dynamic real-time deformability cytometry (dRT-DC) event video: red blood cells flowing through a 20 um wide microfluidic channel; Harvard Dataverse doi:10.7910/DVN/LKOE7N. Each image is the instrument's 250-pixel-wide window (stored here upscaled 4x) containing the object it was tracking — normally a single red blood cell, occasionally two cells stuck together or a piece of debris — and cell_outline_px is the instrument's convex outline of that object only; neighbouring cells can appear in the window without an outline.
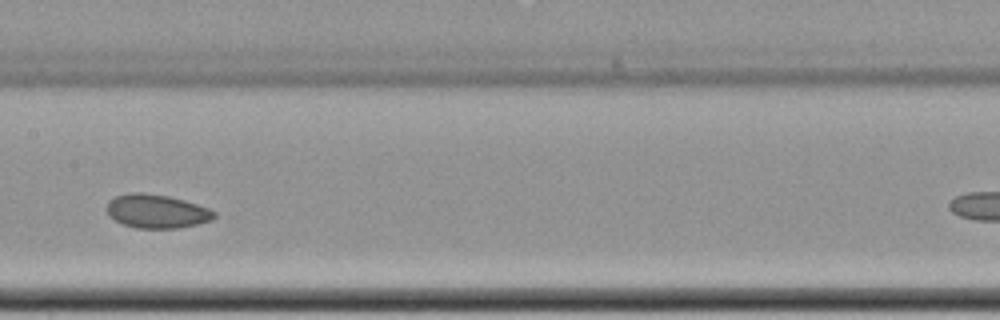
{"species": "common noctule bat (a hibernating species)", "species_latin": "Nyctalus noctula", "temperature_condition": "cold", "stored_images_in_passage": 8, "segment_of_instrument_passage": [1, 2], "camera_frame_rate_fps": 3000, "um_per_image_px": 0.085, "animal": {"sex": "female", "body_mass_g": 22.7, "forearm_length_mm": 54.2}, "frame": {"image": 1, "passage_image": 6, "time_ms": 1.667, "image_size_px": [1000, 320], "cell_outline_px": [[216, 216], [212, 220], [196, 224], [176, 228], [136, 228], [124, 224], [108, 216], [108, 200], [116, 196], [132, 192], [140, 192], [168, 196], [184, 200], [208, 208], [216, 212]], "centroid_in_image_um": [13.32, 17.95], "position_along_channel_um": 194.1, "area_um2": 20.92}}
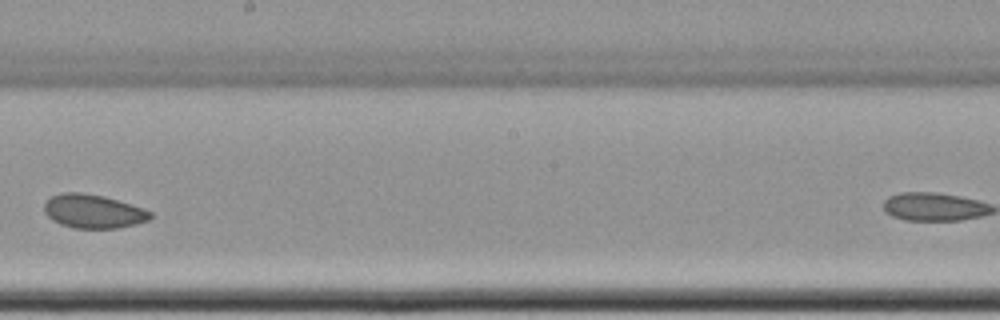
{"frame": {"image": 2, "passage_image": 7, "time_ms": 2.0, "image_size_px": [1000, 320], "cell_outline_px": [[152, 216], [148, 220], [136, 224], [116, 228], [76, 228], [60, 224], [52, 220], [44, 212], [44, 204], [52, 196], [60, 192], [84, 192], [104, 196], [144, 208], [152, 212]], "centroid_in_image_um": [7.92, 17.95], "position_along_channel_um": 240.3, "area_um2": 20.92}}